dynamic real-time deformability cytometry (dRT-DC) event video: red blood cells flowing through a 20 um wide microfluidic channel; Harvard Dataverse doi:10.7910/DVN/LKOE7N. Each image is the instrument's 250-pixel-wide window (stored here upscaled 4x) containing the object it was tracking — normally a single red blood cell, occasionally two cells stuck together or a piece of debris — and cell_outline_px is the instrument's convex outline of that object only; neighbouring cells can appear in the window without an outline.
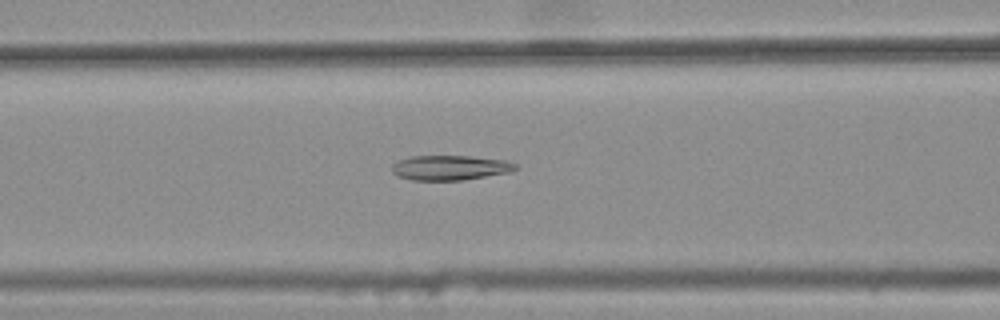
{"species": "common noctule bat (a hibernating species)", "species_latin": "Nyctalus noctula", "temperature_condition": "warm", "stored_images_in_passage": 17, "camera_frame_rate_fps": 3000, "um_per_image_px": 0.085, "animal": {"sex": "female", "body_mass_g": 25.1}, "frame": {"image": 1, "passage_image": 15, "time_ms": 4.667, "image_size_px": [1000, 320], "cell_outline_px": [[516, 168], [512, 172], [464, 180], [412, 180], [396, 176], [392, 172], [392, 164], [400, 160], [412, 156], [472, 156], [508, 160], [516, 164]], "centroid_in_image_um": [38.28, 14.25], "position_along_channel_um": 128.3, "area_um2": 18.03}}